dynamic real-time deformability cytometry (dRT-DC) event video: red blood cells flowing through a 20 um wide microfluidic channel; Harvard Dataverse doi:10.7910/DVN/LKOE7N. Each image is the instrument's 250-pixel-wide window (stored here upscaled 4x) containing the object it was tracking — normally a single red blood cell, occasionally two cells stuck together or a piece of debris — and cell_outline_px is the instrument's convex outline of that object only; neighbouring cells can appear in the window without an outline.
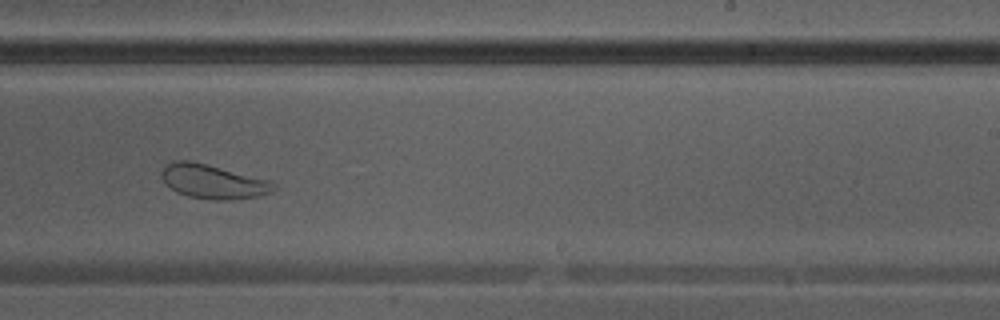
{"species": "Egyptian fruit bat (a non-hibernating species)", "species_latin": "Rousettus aegyptiacus", "temperature_condition": "warm", "stored_images_in_passage": 35, "camera_frame_rate_fps": 3000, "um_per_image_px": 0.085, "animal": {"sex": "male"}, "frame": {"image": 1, "passage_image": 20, "time_ms": 6.333, "image_size_px": [1000, 320], "cell_outline_px": [[276, 188], [272, 192], [256, 196], [232, 200], [212, 200], [188, 196], [176, 192], [164, 184], [160, 176], [160, 172], [168, 164], [176, 160], [192, 160], [272, 180], [276, 184]], "centroid_in_image_um": [18.11, 15.43], "position_along_channel_um": 270.9, "area_um2": 22.72}}